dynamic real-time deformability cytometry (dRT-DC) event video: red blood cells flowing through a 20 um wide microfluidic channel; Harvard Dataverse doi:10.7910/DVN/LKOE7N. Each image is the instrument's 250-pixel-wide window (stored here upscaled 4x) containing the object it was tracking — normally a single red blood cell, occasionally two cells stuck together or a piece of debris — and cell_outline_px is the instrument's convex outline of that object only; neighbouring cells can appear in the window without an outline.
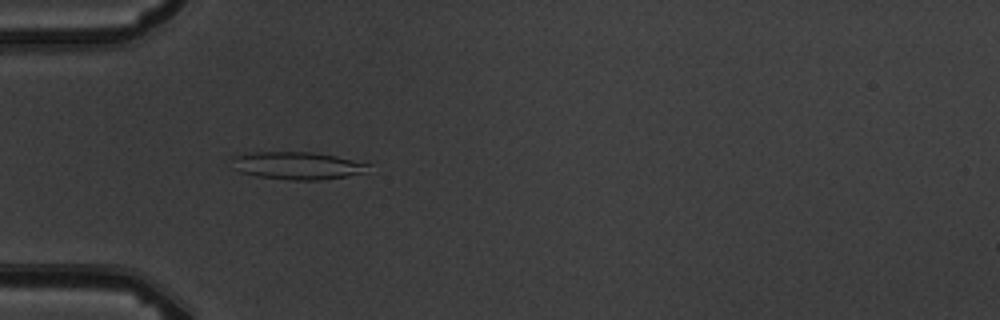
{"species": "common noctule bat (a hibernating species)", "species_latin": "Nyctalus noctula", "temperature_condition": "warm", "stored_images_in_passage": 13, "camera_frame_rate_fps": 3000, "um_per_image_px": 0.085, "animal": {"sex": "male", "body_mass_g": 19.5, "forearm_length_mm": 54.6}, "frame": {"image": 1, "passage_image": 3, "time_ms": 2.0, "image_size_px": [1000, 320], "cell_outline_px": [[372, 164], [364, 172], [348, 176], [316, 180], [292, 180], [256, 176], [240, 172], [232, 168], [232, 156], [248, 152], [312, 152], [336, 156]], "centroid_in_image_um": [25.23, 14.07], "position_along_channel_um": 59.8, "area_um2": 22.02}}
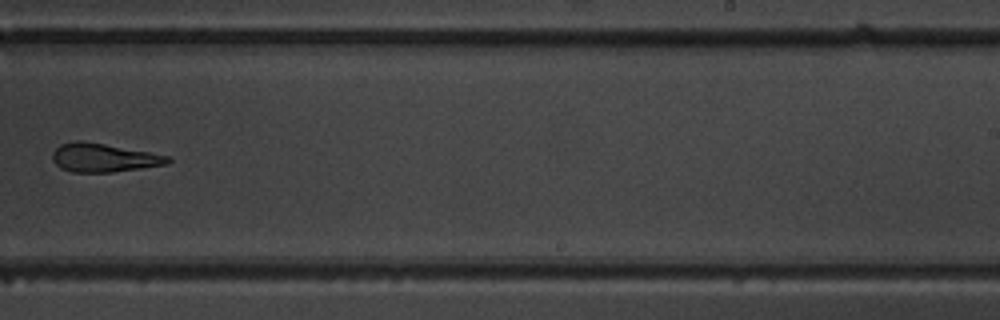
{"frame": {"image": 2, "passage_image": 8, "time_ms": 8.0, "image_size_px": [1000, 320], "cell_outline_px": [[172, 160], [168, 164], [112, 172], [72, 172], [60, 168], [52, 160], [52, 152], [60, 144], [76, 140], [80, 140], [104, 144], [148, 152], [168, 156]], "centroid_in_image_um": [8.77, 13.41], "position_along_channel_um": 280.2, "area_um2": 19.07}}
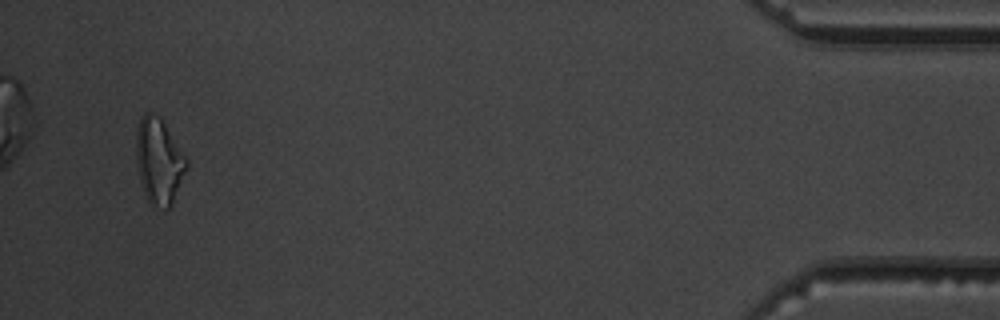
{"frame": {"image": 3, "passage_image": 13, "time_ms": 13.667, "image_size_px": [1000, 320], "cell_outline_px": [[188, 164], [172, 204], [168, 208], [152, 208], [148, 204], [140, 180], [136, 160], [136, 132], [140, 116], [144, 112], [152, 112], [160, 116], [188, 160]], "centroid_in_image_um": [13.48, 13.69], "position_along_channel_um": 421.7, "area_um2": 25.37}, "authors_computed_cell_mechanics": {"area_um2": 20.0566, "velocity_mm_per_s": 3.7778, "shape_relaxation_time_tau1_ms": 6.4526, "shape_relaxation_time_tau2_ms": 3.6675, "deformation_change_tau1": 0.1969, "deformation_change_tau2": 0.128}}